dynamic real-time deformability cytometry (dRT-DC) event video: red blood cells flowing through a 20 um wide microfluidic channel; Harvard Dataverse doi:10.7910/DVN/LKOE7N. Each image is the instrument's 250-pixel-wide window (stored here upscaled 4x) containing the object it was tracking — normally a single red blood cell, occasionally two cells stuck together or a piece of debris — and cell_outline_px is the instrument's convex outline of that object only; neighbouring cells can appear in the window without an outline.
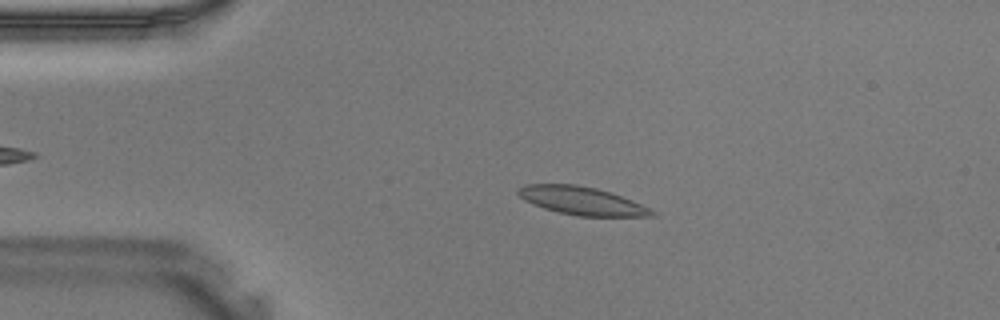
{"species": "Egyptian fruit bat (a non-hibernating species)", "species_latin": "Rousettus aegyptiacus", "temperature_condition": "warm", "stored_images_in_passage": 32, "camera_frame_rate_fps": 3000, "um_per_image_px": 0.085, "animal": {"sex": "male"}, "frame": {"image": 1, "passage_image": 8, "time_ms": 2.333, "image_size_px": [1000, 320], "cell_outline_px": [[656, 216], [576, 216], [544, 208], [524, 200], [516, 192], [524, 184], [576, 184], [596, 188], [632, 200], [656, 212]], "centroid_in_image_um": [49.44, 17.06], "position_along_channel_um": 35.6, "area_um2": 21.62}}
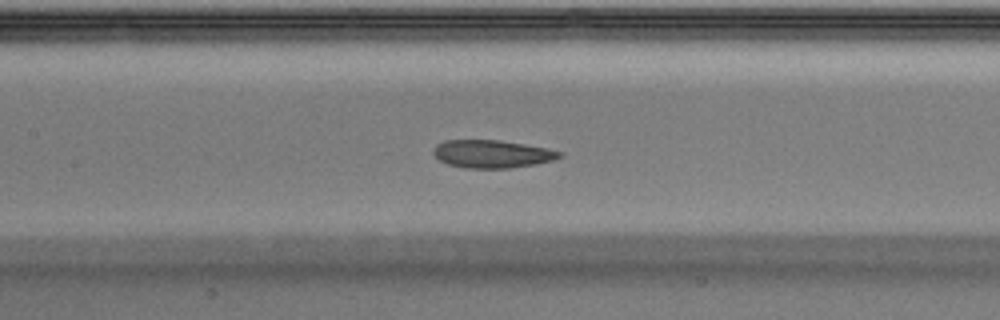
{"frame": {"image": 2, "passage_image": 18, "time_ms": 5.667, "image_size_px": [1000, 320], "cell_outline_px": [[564, 156], [556, 160], [536, 164], [508, 168], [464, 168], [448, 164], [440, 160], [432, 152], [432, 148], [436, 144], [444, 140], [500, 140], [524, 144], [564, 152]], "centroid_in_image_um": [41.84, 13.08], "position_along_channel_um": 165.6, "area_um2": 20.63}}
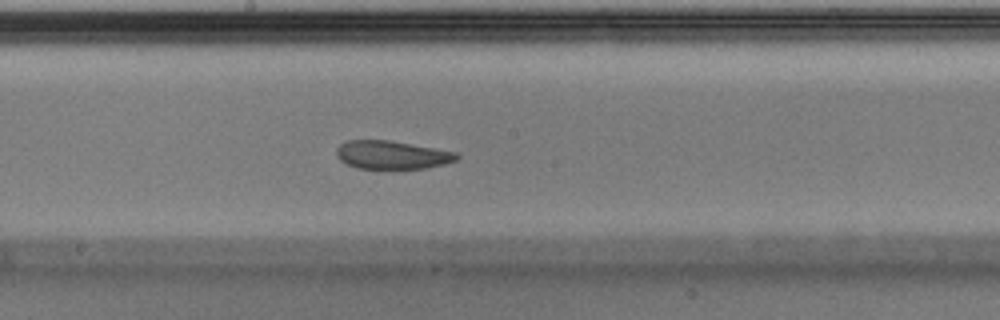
{"frame": {"image": 3, "passage_image": 21, "time_ms": 6.667, "image_size_px": [1000, 320], "cell_outline_px": [[460, 156], [456, 160], [444, 164], [428, 168], [356, 168], [340, 160], [336, 156], [336, 148], [340, 144], [348, 140], [388, 140], [456, 152]], "centroid_in_image_um": [33.29, 13.16], "position_along_channel_um": 214.9, "area_um2": 19.65}}